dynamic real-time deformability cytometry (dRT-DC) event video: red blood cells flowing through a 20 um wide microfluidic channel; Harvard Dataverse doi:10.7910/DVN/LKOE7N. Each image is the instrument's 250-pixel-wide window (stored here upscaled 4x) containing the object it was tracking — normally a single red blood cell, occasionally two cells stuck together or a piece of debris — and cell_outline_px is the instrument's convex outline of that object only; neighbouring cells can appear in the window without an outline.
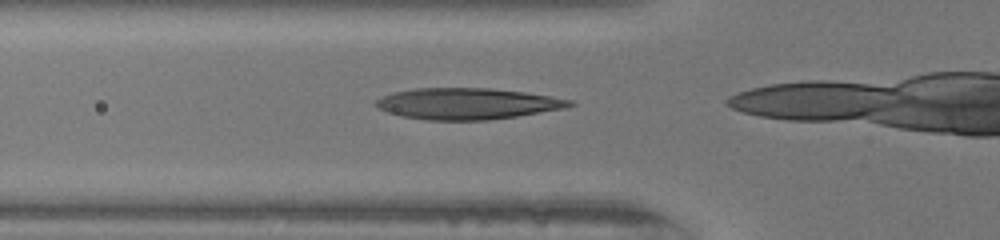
{"species": "human", "species_latin": "Homo sapiens", "temperature_condition": "warm", "stored_images_in_passage": 15, "camera_frame_rate_fps": 3000, "um_per_image_px": 0.085, "donor": {"sex": "female"}, "frame": {"image": 1, "passage_image": 11, "time_ms": 3.333, "image_size_px": [1000, 240], "cell_outline_px": [[576, 104], [564, 108], [516, 116], [488, 120], [428, 120], [400, 116], [388, 112], [372, 104], [380, 96], [392, 92], [412, 88], [488, 88], [524, 92], [552, 96], [572, 100]], "centroid_in_image_um": [39.67, 8.8], "position_along_channel_um": 86.1, "area_um2": 35.37}}
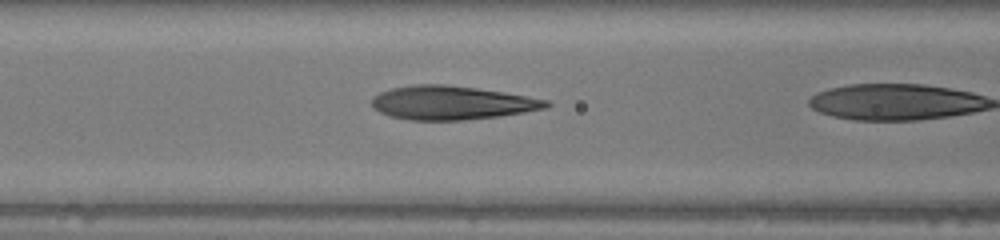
{"frame": {"image": 2, "passage_image": 14, "time_ms": 4.333, "image_size_px": [1000, 240], "cell_outline_px": [[552, 104], [548, 108], [500, 116], [464, 120], [408, 120], [388, 116], [372, 108], [372, 96], [380, 92], [392, 88], [412, 84], [448, 84], [504, 92], [548, 100]], "centroid_in_image_um": [38.37, 8.73], "position_along_channel_um": 128.2, "area_um2": 34.56}}